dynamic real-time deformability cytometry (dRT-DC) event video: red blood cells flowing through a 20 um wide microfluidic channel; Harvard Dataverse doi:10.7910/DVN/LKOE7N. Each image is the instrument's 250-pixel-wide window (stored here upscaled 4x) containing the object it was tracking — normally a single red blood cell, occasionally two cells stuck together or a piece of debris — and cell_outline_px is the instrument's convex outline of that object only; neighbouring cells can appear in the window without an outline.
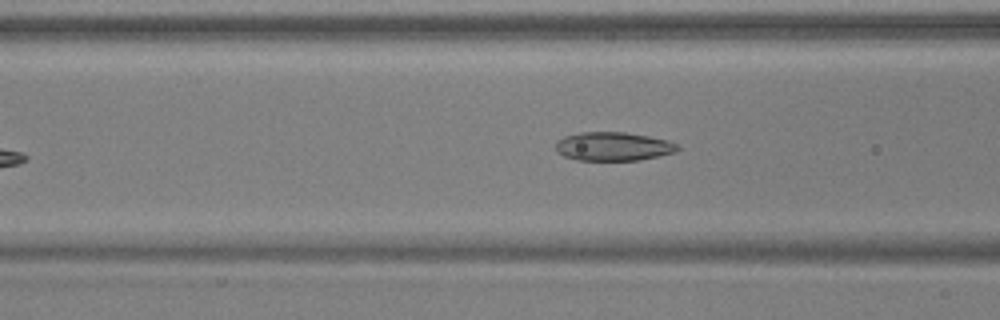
{"species": "common noctule bat (a hibernating species)", "species_latin": "Nyctalus noctula", "temperature_condition": "warm", "stored_images_in_passage": 36, "camera_frame_rate_fps": 3000, "um_per_image_px": 0.085, "animal": {"sex": "male", "body_mass_g": 17.9, "forearm_length_mm": 54.2}, "frame": {"image": 1, "passage_image": 8, "time_ms": 2.333, "image_size_px": [1000, 320], "cell_outline_px": [[680, 148], [676, 152], [660, 156], [640, 160], [576, 160], [564, 156], [556, 152], [556, 140], [564, 136], [580, 132], [624, 132], [648, 136], [668, 140], [676, 144]], "centroid_in_image_um": [52.11, 12.45], "position_along_channel_um": 114.5, "area_um2": 20.52}}
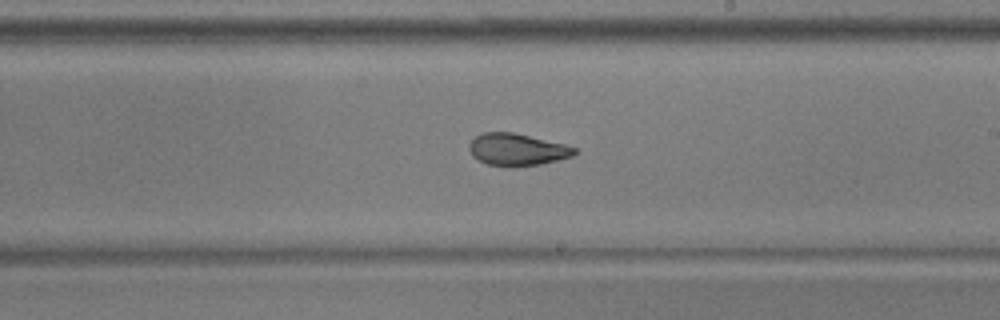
{"frame": {"image": 2, "passage_image": 18, "time_ms": 5.667, "image_size_px": [1000, 320], "cell_outline_px": [[576, 152], [572, 156], [540, 164], [488, 164], [472, 156], [468, 148], [468, 144], [476, 136], [484, 132], [512, 132], [564, 144], [576, 148]], "centroid_in_image_um": [43.93, 12.67], "position_along_channel_um": 245.1, "area_um2": 18.9}}
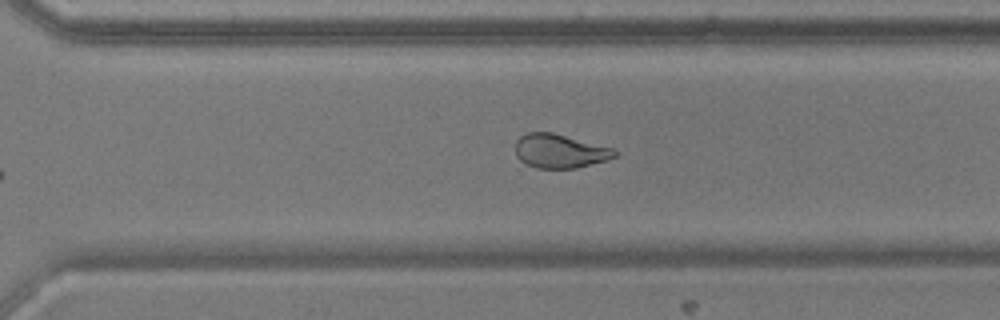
{"frame": {"image": 3, "passage_image": 24, "time_ms": 7.667, "image_size_px": [1000, 320], "cell_outline_px": [[616, 156], [604, 160], [576, 168], [536, 168], [520, 160], [516, 156], [516, 140], [520, 136], [528, 132], [552, 132], [612, 148], [616, 152]], "centroid_in_image_um": [47.53, 12.83], "position_along_channel_um": 323.1, "area_um2": 19.31}, "authors_computed_cell_mechanics": {"area_um2": 20.6057, "velocity_mm_per_s": 3.9093, "shape_relaxation_time_tau1_ms": 7.9381, "shape_relaxation_time_tau2_ms": 1.5686, "deformation_change_tau1": 0.2005, "deformation_change_tau2": 0.0825}}